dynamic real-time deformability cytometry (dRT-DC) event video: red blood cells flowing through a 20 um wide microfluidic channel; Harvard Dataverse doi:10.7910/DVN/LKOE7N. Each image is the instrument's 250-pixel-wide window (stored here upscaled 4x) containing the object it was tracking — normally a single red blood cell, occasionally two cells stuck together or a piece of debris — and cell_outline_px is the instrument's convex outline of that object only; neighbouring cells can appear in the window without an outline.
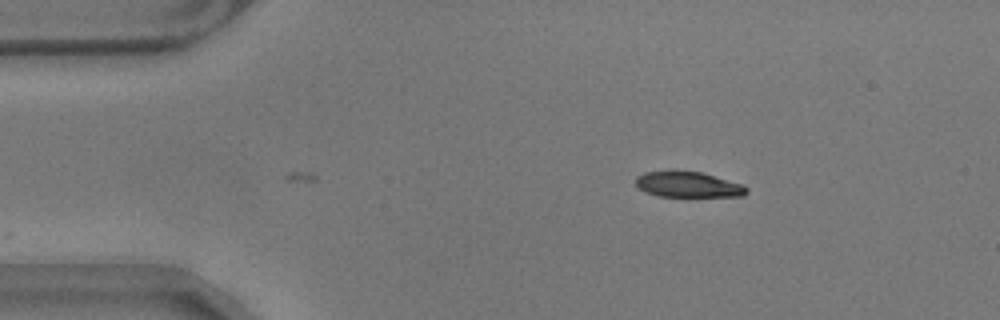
{"species": "common noctule bat (a hibernating species)", "species_latin": "Nyctalus noctula", "temperature_condition": "warm", "stored_images_in_passage": 3, "camera_frame_rate_fps": 3000, "um_per_image_px": 0.085, "animal": {"sex": "male", "body_mass_g": 17.9}, "frame": {"image": 1, "passage_image": 3, "time_ms": 0.667, "image_size_px": [1000, 320], "cell_outline_px": [[748, 192], [744, 196], [660, 196], [644, 192], [636, 184], [636, 176], [644, 172], [700, 172], [744, 184], [748, 188]], "centroid_in_image_um": [58.53, 15.7], "position_along_channel_um": 26.5, "area_um2": 16.24}}